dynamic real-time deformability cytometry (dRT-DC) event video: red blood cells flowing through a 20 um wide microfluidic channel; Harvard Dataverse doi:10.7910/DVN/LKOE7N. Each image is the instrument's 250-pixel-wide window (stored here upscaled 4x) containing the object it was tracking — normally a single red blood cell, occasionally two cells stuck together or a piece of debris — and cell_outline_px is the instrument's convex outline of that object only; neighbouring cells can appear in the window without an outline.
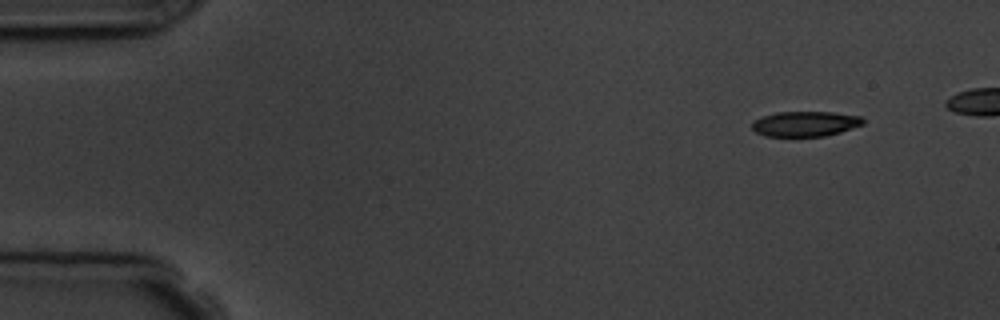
{"species": "common noctule bat (a hibernating species)", "species_latin": "Nyctalus noctula", "temperature_condition": "room temperature", "stored_images_in_passage": 5, "camera_frame_rate_fps": 3000, "um_per_image_px": 0.085, "animal": {"sex": "male", "body_mass_g": 19.5, "forearm_length_mm": 54.6}, "frame": {"image": 1, "passage_image": 1, "time_ms": 0.0, "image_size_px": [1000, 320], "cell_outline_px": [[864, 124], [840, 132], [824, 136], [764, 136], [756, 132], [752, 128], [752, 120], [776, 112], [832, 112], [860, 116], [864, 120]], "centroid_in_image_um": [68.43, 10.52], "position_along_channel_um": 16.6, "area_um2": 16.24}}